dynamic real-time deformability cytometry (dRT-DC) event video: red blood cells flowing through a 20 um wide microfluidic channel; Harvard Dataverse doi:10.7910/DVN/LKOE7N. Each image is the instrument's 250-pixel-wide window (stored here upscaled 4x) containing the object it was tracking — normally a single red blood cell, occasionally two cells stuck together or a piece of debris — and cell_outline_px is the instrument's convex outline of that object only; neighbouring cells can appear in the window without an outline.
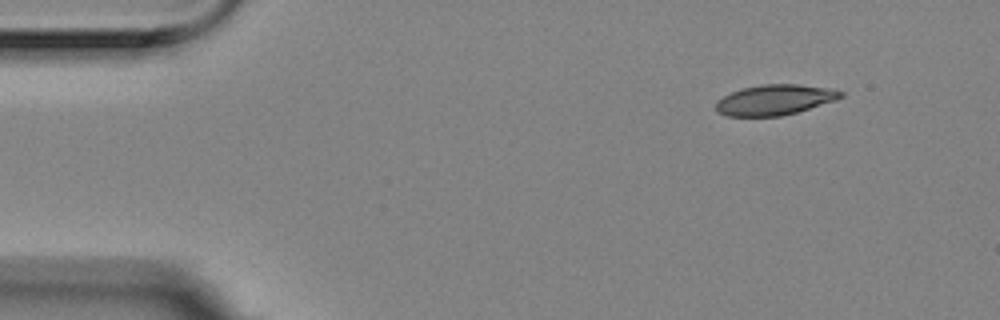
{"species": "Egyptian fruit bat (a non-hibernating species)", "species_latin": "Rousettus aegyptiacus", "temperature_condition": "room temperature", "stored_images_in_passage": 4, "camera_frame_rate_fps": 3000, "um_per_image_px": 0.085, "animal": {"sex": "female"}, "frame": {"image": 1, "passage_image": 1, "time_ms": 0.0, "image_size_px": [1000, 320], "cell_outline_px": [[844, 96], [836, 100], [796, 112], [780, 116], [728, 116], [716, 112], [716, 100], [732, 92], [744, 88], [760, 84], [796, 84], [832, 88], [844, 92]], "centroid_in_image_um": [65.86, 8.48], "position_along_channel_um": 19.1, "area_um2": 22.08}}